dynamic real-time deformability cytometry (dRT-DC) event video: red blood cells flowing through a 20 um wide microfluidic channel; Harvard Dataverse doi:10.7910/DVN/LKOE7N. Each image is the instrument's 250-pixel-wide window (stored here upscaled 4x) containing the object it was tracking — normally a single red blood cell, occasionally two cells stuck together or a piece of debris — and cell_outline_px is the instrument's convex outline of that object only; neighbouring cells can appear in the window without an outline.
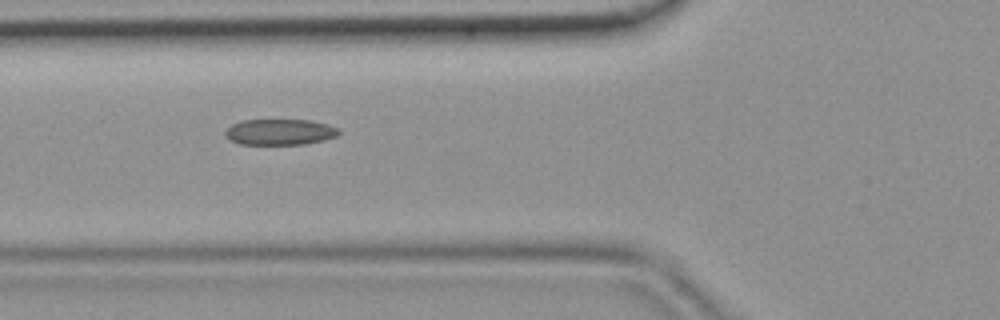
{"species": "common noctule bat (a hibernating species)", "species_latin": "Nyctalus noctula", "temperature_condition": "room temperature", "stored_images_in_passage": 48, "camera_frame_rate_fps": 3000, "um_per_image_px": 0.085, "animal": {"sex": "female", "body_mass_g": 19.9}, "frame": {"image": 1, "passage_image": 18, "time_ms": 5.667, "image_size_px": [1000, 320], "cell_outline_px": [[340, 132], [336, 136], [324, 140], [304, 144], [240, 144], [232, 140], [224, 132], [232, 124], [240, 120], [312, 120], [328, 124], [340, 128]], "centroid_in_image_um": [23.84, 11.21], "position_along_channel_um": 102.0, "area_um2": 17.11}}
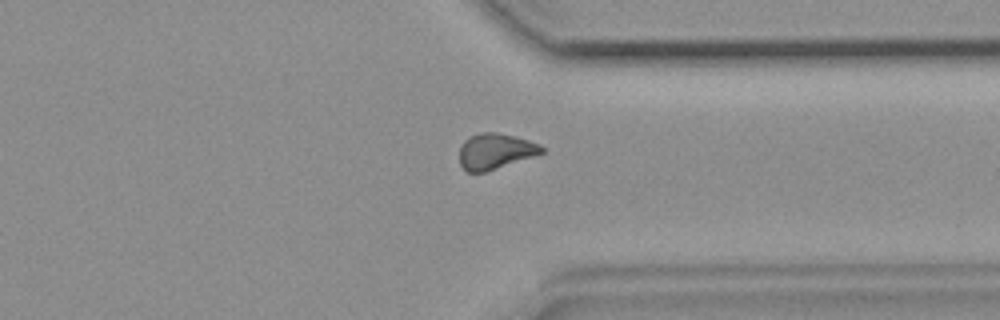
{"frame": {"image": 2, "passage_image": 37, "time_ms": 12.0, "image_size_px": [1000, 320], "cell_outline_px": [[544, 152], [484, 172], [468, 172], [460, 164], [460, 148], [464, 140], [480, 132], [496, 132], [516, 136], [540, 144], [544, 148]], "centroid_in_image_um": [42.09, 12.84], "position_along_channel_um": 369.3, "area_um2": 16.82}}
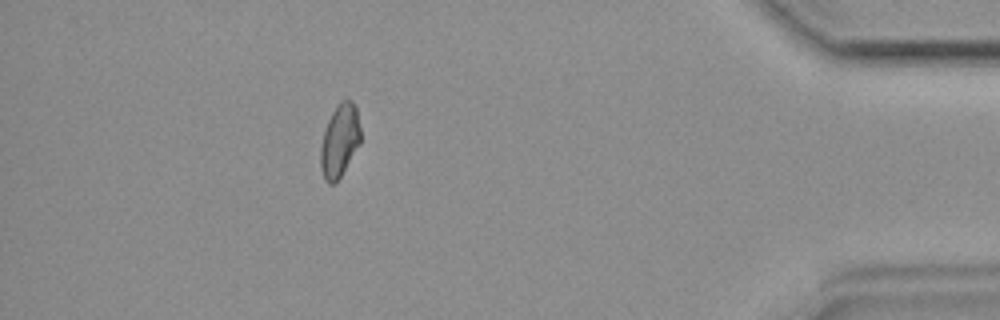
{"frame": {"image": 3, "passage_image": 43, "time_ms": 14.0, "image_size_px": [1000, 320], "cell_outline_px": [[360, 144], [340, 176], [332, 184], [328, 184], [324, 180], [320, 168], [320, 148], [324, 132], [328, 120], [332, 112], [340, 100], [352, 100], [356, 104], [360, 128]], "centroid_in_image_um": [28.87, 11.94], "position_along_channel_um": 406.3, "area_um2": 16.99}}